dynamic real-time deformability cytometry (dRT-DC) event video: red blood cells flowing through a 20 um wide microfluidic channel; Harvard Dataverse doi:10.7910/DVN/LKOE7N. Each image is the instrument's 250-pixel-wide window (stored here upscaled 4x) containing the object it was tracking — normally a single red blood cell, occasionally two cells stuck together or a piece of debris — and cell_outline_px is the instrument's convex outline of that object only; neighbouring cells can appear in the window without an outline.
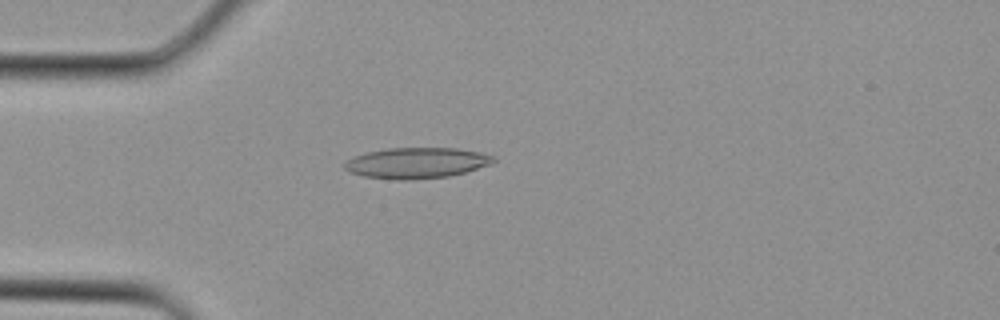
{"species": "Egyptian fruit bat (a non-hibernating species)", "species_latin": "Rousettus aegyptiacus", "temperature_condition": "cold", "stored_images_in_passage": 3, "camera_frame_rate_fps": 3000, "um_per_image_px": 0.085, "animal": {"sex": "female"}, "frame": {"image": 1, "passage_image": 3, "time_ms": 0.667, "image_size_px": [1000, 320], "cell_outline_px": [[496, 160], [492, 164], [464, 172], [448, 176], [412, 180], [404, 180], [364, 176], [348, 172], [344, 168], [344, 164], [348, 160], [356, 156], [368, 152], [388, 148], [456, 148], [480, 152], [492, 156]], "centroid_in_image_um": [35.42, 13.85], "position_along_channel_um": 49.6, "area_um2": 26.47}}